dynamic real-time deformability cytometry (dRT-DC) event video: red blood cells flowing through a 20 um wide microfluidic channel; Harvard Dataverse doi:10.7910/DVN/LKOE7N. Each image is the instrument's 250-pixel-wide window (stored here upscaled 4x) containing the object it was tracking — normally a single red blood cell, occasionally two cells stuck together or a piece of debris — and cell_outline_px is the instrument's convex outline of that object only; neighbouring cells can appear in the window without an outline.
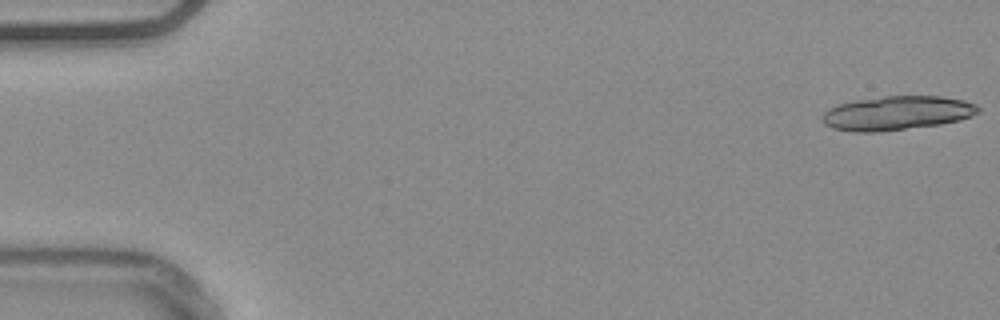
{"species": "common noctule bat (a hibernating species)", "species_latin": "Nyctalus noctula", "temperature_condition": "warm", "stored_images_in_passage": 19, "camera_frame_rate_fps": 3000, "um_per_image_px": 0.085, "animal": {"sex": "male", "body_mass_g": 20.4}, "frame": {"image": 1, "passage_image": 1, "time_ms": 0.0, "image_size_px": [1000, 320], "cell_outline_px": [[980, 112], [972, 116], [960, 120], [940, 124], [880, 132], [852, 132], [832, 128], [824, 124], [820, 120], [820, 116], [828, 108], [836, 104], [856, 100], [884, 96], [940, 96], [964, 100], [976, 104], [980, 108]], "centroid_in_image_um": [76.2, 9.61], "position_along_channel_um": 8.8, "area_um2": 31.33}}